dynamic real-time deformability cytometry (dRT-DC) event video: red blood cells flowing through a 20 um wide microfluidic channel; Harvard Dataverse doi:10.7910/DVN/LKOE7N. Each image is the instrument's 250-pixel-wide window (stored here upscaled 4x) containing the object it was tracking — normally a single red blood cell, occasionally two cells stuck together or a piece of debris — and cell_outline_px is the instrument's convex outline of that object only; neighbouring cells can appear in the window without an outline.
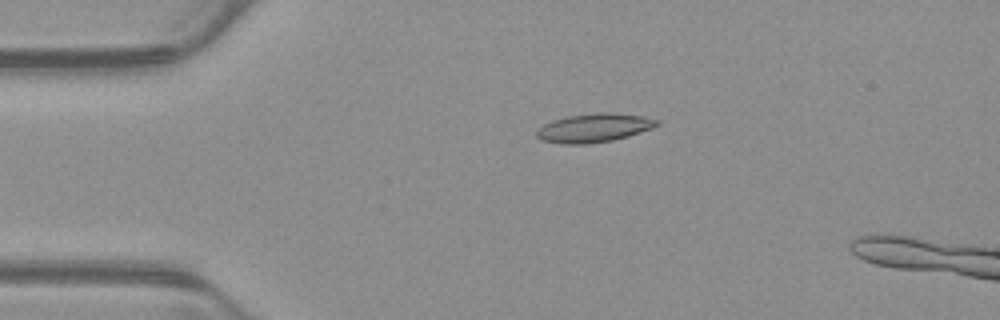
{"species": "common noctule bat (a hibernating species)", "species_latin": "Nyctalus noctula", "temperature_condition": "warm", "stored_images_in_passage": 49, "camera_frame_rate_fps": 3000, "um_per_image_px": 0.085, "animal": {"sex": "male", "body_mass_g": 23.1, "forearm_length_mm": 52.7}, "frame": {"image": 1, "passage_image": 11, "time_ms": 3.333, "image_size_px": [1000, 320], "cell_outline_px": [[660, 124], [652, 128], [628, 136], [612, 140], [588, 144], [560, 144], [540, 140], [536, 136], [536, 132], [544, 124], [552, 120], [568, 116], [604, 112], [608, 112], [640, 116], [660, 120]], "centroid_in_image_um": [50.47, 10.88], "position_along_channel_um": 34.5, "area_um2": 20.0}}
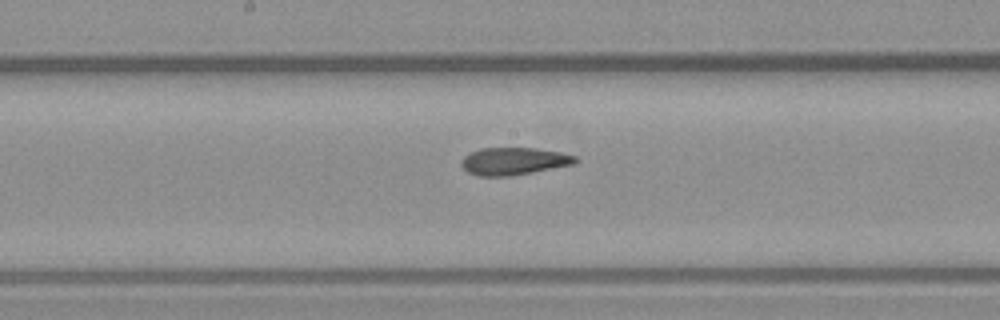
{"frame": {"image": 2, "passage_image": 27, "time_ms": 8.667, "image_size_px": [1000, 320], "cell_outline_px": [[580, 160], [576, 164], [532, 172], [508, 176], [476, 176], [468, 172], [460, 164], [460, 160], [464, 156], [480, 148], [532, 148], [560, 152], [576, 156]], "centroid_in_image_um": [43.68, 13.7], "position_along_channel_um": 204.5, "area_um2": 18.26}}
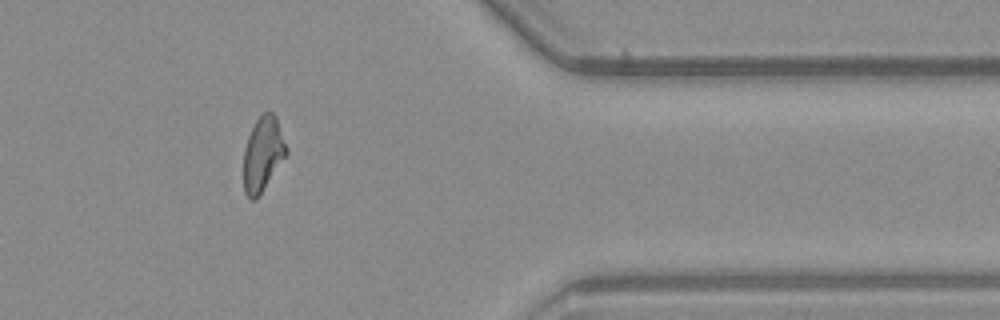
{"frame": {"image": 3, "passage_image": 43, "time_ms": 14.0, "image_size_px": [1000, 320], "cell_outline_px": [[288, 152], [256, 200], [252, 200], [244, 192], [244, 148], [248, 136], [256, 120], [264, 112], [272, 112], [276, 116], [288, 148]], "centroid_in_image_um": [22.35, 13.08], "position_along_channel_um": 389.1, "area_um2": 18.38}}